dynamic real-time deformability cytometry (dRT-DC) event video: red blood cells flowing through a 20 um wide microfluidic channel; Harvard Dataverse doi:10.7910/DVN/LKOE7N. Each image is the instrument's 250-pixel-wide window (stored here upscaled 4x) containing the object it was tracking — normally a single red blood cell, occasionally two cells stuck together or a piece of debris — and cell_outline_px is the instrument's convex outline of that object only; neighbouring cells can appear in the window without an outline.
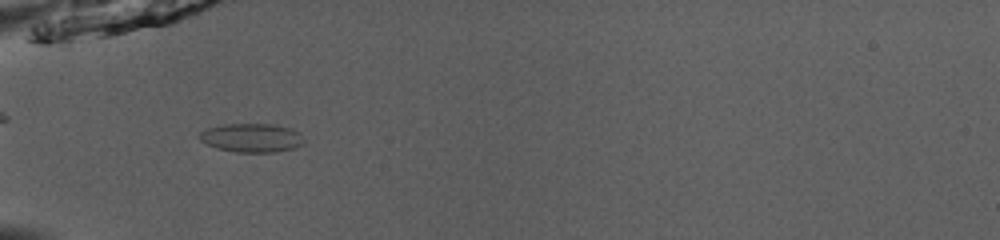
{"species": "common noctule bat (a hibernating species)", "species_latin": "Nyctalus noctula", "temperature_condition": "room temperature", "stored_images_in_passage": 35, "camera_frame_rate_fps": 3000, "um_per_image_px": 0.085, "animal": {"sex": "male", "body_mass_g": 13.0, "forearm_length_mm": 53.1}, "frame": {"image": 1, "passage_image": 1, "time_ms": 0.0, "image_size_px": [1000, 240], "cell_outline_px": [[304, 140], [300, 144], [292, 148], [276, 152], [236, 152], [216, 148], [200, 140], [200, 132], [208, 128], [224, 124], [272, 124], [292, 128], [300, 132]], "centroid_in_image_um": [21.4, 11.71], "position_along_channel_um": 63.6, "area_um2": 17.4}}
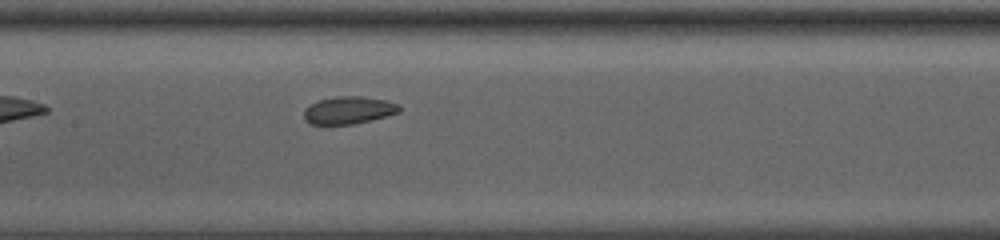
{"frame": {"image": 2, "passage_image": 10, "time_ms": 3.0, "image_size_px": [1000, 240], "cell_outline_px": [[400, 112], [352, 124], [308, 124], [304, 120], [304, 108], [320, 100], [336, 96], [360, 96], [388, 100], [396, 104], [400, 108]], "centroid_in_image_um": [29.6, 9.36], "position_along_channel_um": 177.8, "area_um2": 15.09}}
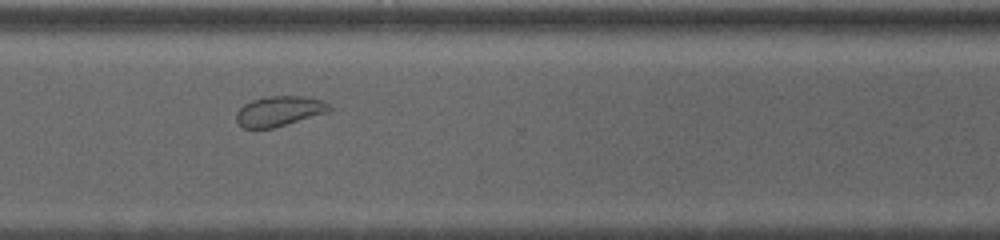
{"frame": {"image": 3, "passage_image": 23, "time_ms": 7.333, "image_size_px": [1000, 240], "cell_outline_px": [[332, 108], [328, 112], [272, 128], [244, 128], [236, 120], [236, 112], [244, 104], [252, 100], [268, 96], [304, 96], [320, 100], [328, 104]], "centroid_in_image_um": [23.72, 9.44], "position_along_channel_um": 346.9, "area_um2": 16.07}, "authors_computed_cell_mechanics": {"area_um2": 16.0684, "velocity_mm_per_s": 3.9165, "shape_relaxation_time_tau1_ms": 5.9552, "shape_relaxation_time_tau2_ms": 1.4188, "deformation_change_tau1": 0.0697, "deformation_change_tau2": 0.0326}}